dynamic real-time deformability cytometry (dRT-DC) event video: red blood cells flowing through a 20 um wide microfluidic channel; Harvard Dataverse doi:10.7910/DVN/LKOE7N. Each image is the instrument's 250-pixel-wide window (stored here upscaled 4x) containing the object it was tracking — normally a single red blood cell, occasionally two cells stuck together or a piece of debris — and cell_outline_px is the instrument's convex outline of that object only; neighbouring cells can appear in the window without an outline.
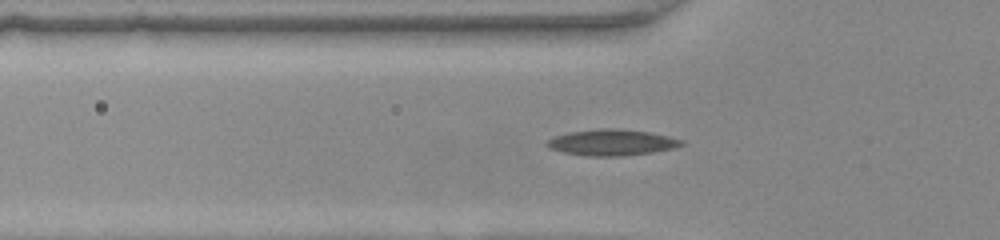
{"species": "common noctule bat (a hibernating species)", "species_latin": "Nyctalus noctula", "temperature_condition": "warm", "stored_images_in_passage": 31, "camera_frame_rate_fps": 3000, "um_per_image_px": 0.085, "animal": {"sex": "female", "body_mass_g": 22.0, "forearm_length_mm": 56.7}, "frame": {"image": 1, "passage_image": 4, "time_ms": 1.0, "image_size_px": [1000, 240], "cell_outline_px": [[684, 144], [672, 148], [652, 152], [620, 156], [588, 156], [564, 152], [548, 148], [544, 144], [548, 140], [556, 136], [572, 132], [600, 128], [612, 128], [648, 132], [668, 136], [684, 140]], "centroid_in_image_um": [51.99, 12.11], "position_along_channel_um": 73.8, "area_um2": 20.17}}
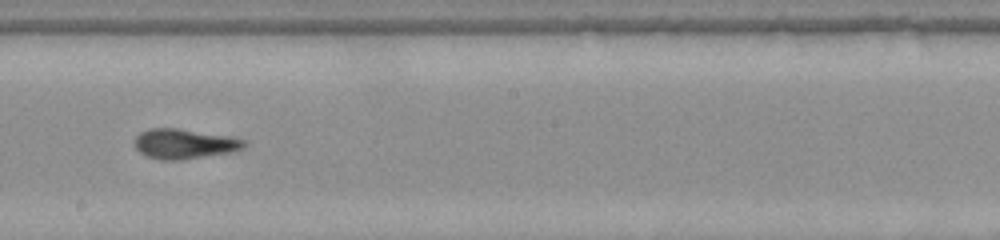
{"frame": {"image": 2, "passage_image": 15, "time_ms": 4.667, "image_size_px": [1000, 240], "cell_outline_px": [[248, 144], [244, 148], [232, 152], [180, 160], [160, 160], [148, 156], [140, 152], [136, 148], [136, 136], [140, 132], [148, 128], [180, 128], [232, 136], [244, 140]], "centroid_in_image_um": [15.71, 12.21], "position_along_channel_um": 232.5, "area_um2": 19.25}}
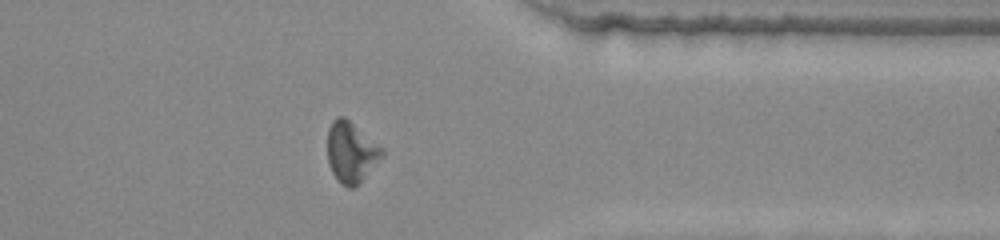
{"frame": {"image": 3, "passage_image": 26, "time_ms": 8.333, "image_size_px": [1000, 240], "cell_outline_px": [[384, 156], [360, 184], [352, 188], [348, 188], [340, 184], [332, 172], [328, 164], [328, 128], [332, 120], [336, 116], [344, 116], [384, 148]], "centroid_in_image_um": [29.87, 12.95], "position_along_channel_um": 381.5, "area_um2": 19.71}}